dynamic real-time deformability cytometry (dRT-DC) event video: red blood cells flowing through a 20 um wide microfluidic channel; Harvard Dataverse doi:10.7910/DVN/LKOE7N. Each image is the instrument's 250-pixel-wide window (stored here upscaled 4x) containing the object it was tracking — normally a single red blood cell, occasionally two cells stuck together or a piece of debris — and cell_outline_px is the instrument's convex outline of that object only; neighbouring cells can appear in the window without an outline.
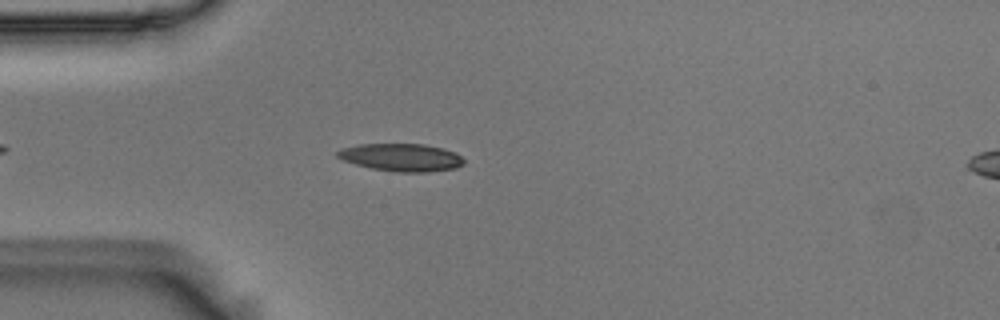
{"species": "Egyptian fruit bat (a non-hibernating species)", "species_latin": "Rousettus aegyptiacus", "temperature_condition": "room temperature", "stored_images_in_passage": 42, "camera_frame_rate_fps": 3000, "um_per_image_px": 0.085, "animal": {"sex": "male"}, "frame": {"image": 1, "passage_image": 3, "time_ms": 0.667, "image_size_px": [1000, 320], "cell_outline_px": [[464, 164], [456, 168], [428, 172], [396, 172], [372, 168], [356, 164], [344, 160], [336, 156], [336, 152], [340, 148], [360, 144], [424, 144], [444, 148], [456, 152], [464, 160]], "centroid_in_image_um": [34.13, 13.37], "position_along_channel_um": 50.9, "area_um2": 20.46}}
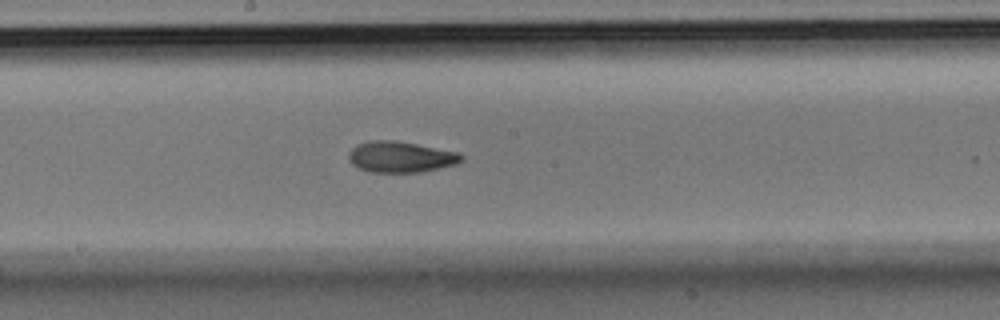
{"frame": {"image": 2, "passage_image": 17, "time_ms": 5.333, "image_size_px": [1000, 320], "cell_outline_px": [[464, 156], [456, 164], [420, 172], [368, 172], [352, 164], [348, 156], [348, 152], [356, 144], [368, 140], [396, 140], [456, 152]], "centroid_in_image_um": [33.99, 13.33], "position_along_channel_um": 214.2, "area_um2": 20.23}}
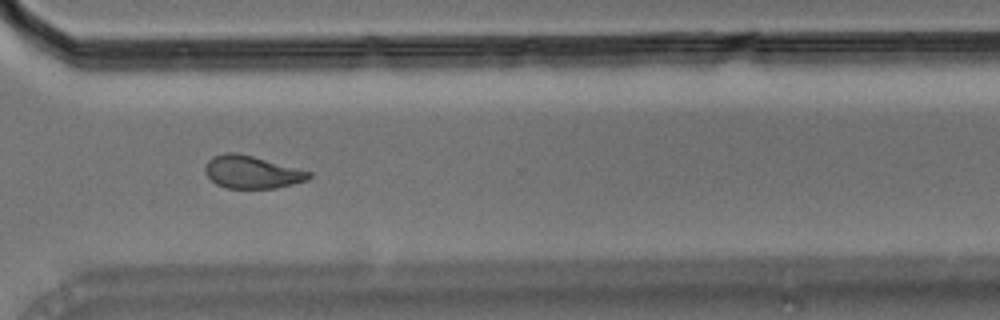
{"frame": {"image": 3, "passage_image": 28, "time_ms": 9.0, "image_size_px": [1000, 320], "cell_outline_px": [[312, 176], [308, 180], [276, 188], [228, 188], [216, 184], [204, 172], [204, 168], [208, 160], [212, 156], [224, 152], [236, 152], [252, 156], [312, 172]], "centroid_in_image_um": [21.39, 14.62], "position_along_channel_um": 349.2, "area_um2": 19.71}, "authors_computed_cell_mechanics": {"area_um2": 20.1144, "velocity_mm_per_s": 3.6942, "shape_relaxation_time_tau1_ms": 4.4974, "shape_relaxation_time_tau2_ms": 2.4973, "deformation_change_tau1": 0.1693, "deformation_change_tau2": 0.0934}}